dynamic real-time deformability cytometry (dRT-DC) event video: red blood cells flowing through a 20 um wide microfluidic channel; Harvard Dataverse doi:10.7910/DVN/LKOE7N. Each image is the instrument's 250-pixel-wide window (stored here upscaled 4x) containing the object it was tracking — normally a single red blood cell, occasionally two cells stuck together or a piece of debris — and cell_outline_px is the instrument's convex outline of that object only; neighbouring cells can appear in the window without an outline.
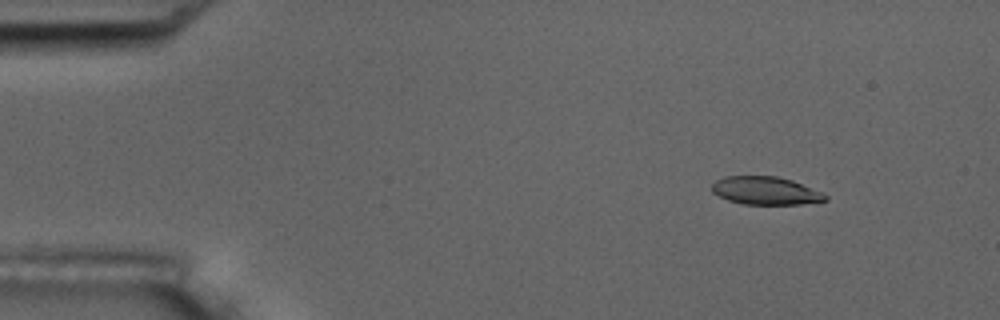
{"species": "common noctule bat (a hibernating species)", "species_latin": "Nyctalus noctula", "temperature_condition": "room temperature", "stored_images_in_passage": 5, "camera_frame_rate_fps": 3000, "um_per_image_px": 0.085, "animal": {"sex": "male", "body_mass_g": 17.5, "forearm_length_mm": 52.3}, "frame": {"image": 1, "passage_image": 1, "time_ms": 0.0, "image_size_px": [1000, 320], "cell_outline_px": [[828, 200], [800, 204], [744, 204], [728, 200], [712, 192], [712, 184], [716, 180], [724, 176], [776, 176], [792, 180], [820, 192], [828, 196]], "centroid_in_image_um": [65.05, 16.2], "position_along_channel_um": 20.0, "area_um2": 18.32}}
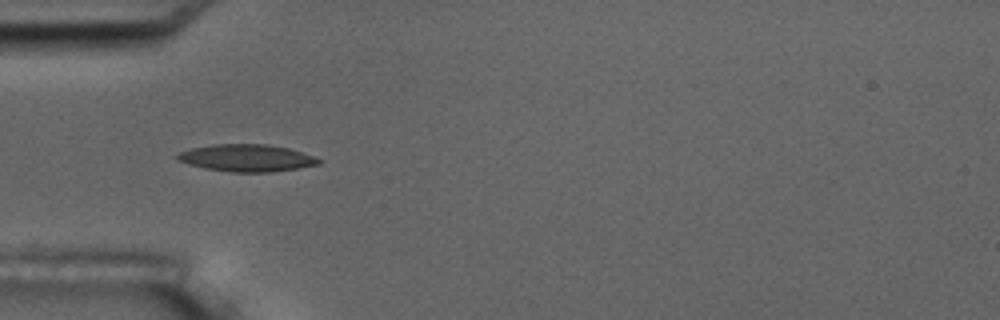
{"frame": {"image": 2, "passage_image": 4, "time_ms": 3.667, "image_size_px": [1000, 320], "cell_outline_px": [[320, 164], [272, 172], [232, 172], [204, 168], [188, 164], [176, 160], [176, 156], [180, 152], [192, 148], [212, 144], [268, 144], [288, 148], [312, 156], [320, 160]], "centroid_in_image_um": [20.92, 13.42], "position_along_channel_um": 64.1, "area_um2": 22.2}}